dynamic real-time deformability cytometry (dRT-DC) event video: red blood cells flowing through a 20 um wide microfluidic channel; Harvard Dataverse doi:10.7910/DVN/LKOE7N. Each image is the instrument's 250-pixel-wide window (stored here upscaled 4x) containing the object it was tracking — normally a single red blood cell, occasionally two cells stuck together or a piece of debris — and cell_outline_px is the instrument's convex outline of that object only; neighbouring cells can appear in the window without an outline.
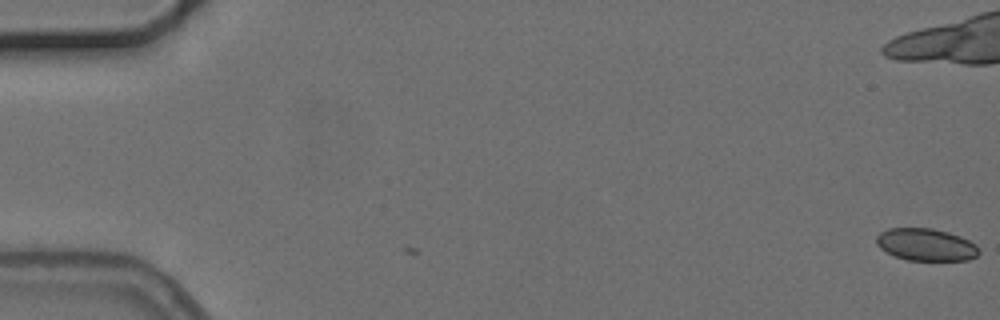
{"species": "common noctule bat (a hibernating species)", "species_latin": "Nyctalus noctula", "temperature_condition": "cold", "stored_images_in_passage": 2, "camera_frame_rate_fps": 3000, "um_per_image_px": 0.085, "animal": {"sex": "female", "body_mass_g": 24.6, "forearm_length_mm": 56.2}, "frame": {"image": 1, "passage_image": 2, "time_ms": 1.0, "image_size_px": [1000, 320], "cell_outline_px": [[980, 252], [976, 256], [968, 260], [908, 260], [896, 256], [880, 248], [876, 244], [876, 236], [880, 232], [888, 228], [932, 228], [948, 232], [960, 236], [976, 244], [980, 248]], "centroid_in_image_um": [78.72, 20.79], "position_along_channel_um": 6.3, "area_um2": 19.31}}